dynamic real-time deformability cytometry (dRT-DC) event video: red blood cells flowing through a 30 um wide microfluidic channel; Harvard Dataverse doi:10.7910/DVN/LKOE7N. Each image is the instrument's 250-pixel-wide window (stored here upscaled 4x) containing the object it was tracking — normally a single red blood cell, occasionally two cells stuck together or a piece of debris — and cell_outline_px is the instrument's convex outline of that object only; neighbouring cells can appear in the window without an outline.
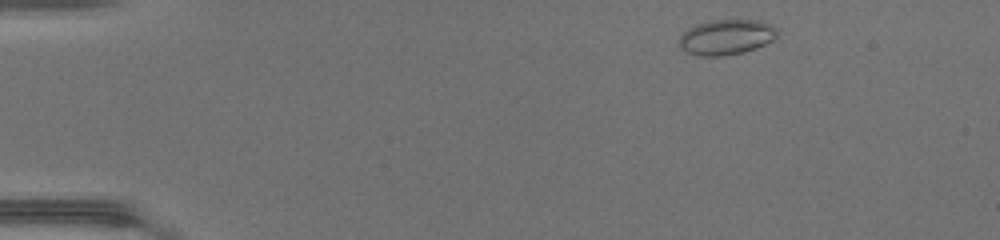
{"species": "common noctule bat (a hibernating species)", "species_latin": "Nyctalus noctula", "temperature_condition": "warm", "stored_images_in_passage": 43, "camera_frame_rate_fps": 3000, "um_per_image_px": 0.085, "animal": {"sex": "female", "body_mass_g": 17.0, "forearm_length_mm": 48.0}, "frame": {"image": 1, "passage_image": 2, "time_ms": 0.333, "image_size_px": [1000, 240], "cell_outline_px": [[776, 36], [772, 40], [756, 48], [740, 52], [720, 56], [700, 56], [688, 52], [680, 48], [680, 36], [688, 28], [696, 24], [712, 20], [752, 20], [768, 24], [776, 32]], "centroid_in_image_um": [61.67, 3.16], "position_along_channel_um": 23.3, "area_um2": 19.59}}
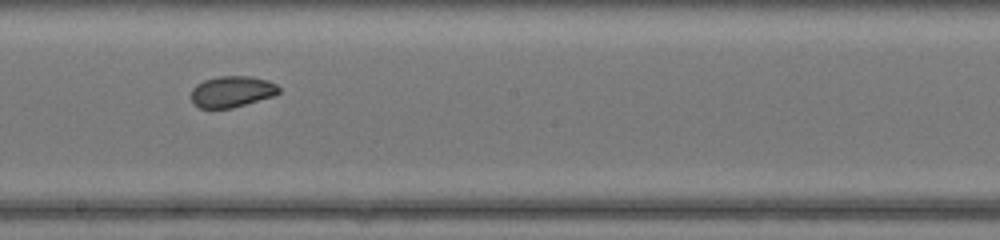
{"frame": {"image": 2, "passage_image": 23, "time_ms": 7.333, "image_size_px": [1000, 240], "cell_outline_px": [[280, 92], [276, 96], [232, 108], [200, 108], [192, 100], [192, 88], [196, 84], [204, 80], [220, 76], [252, 76], [268, 80], [276, 84], [280, 88]], "centroid_in_image_um": [19.76, 7.78], "position_along_channel_um": 228.4, "area_um2": 16.07}}
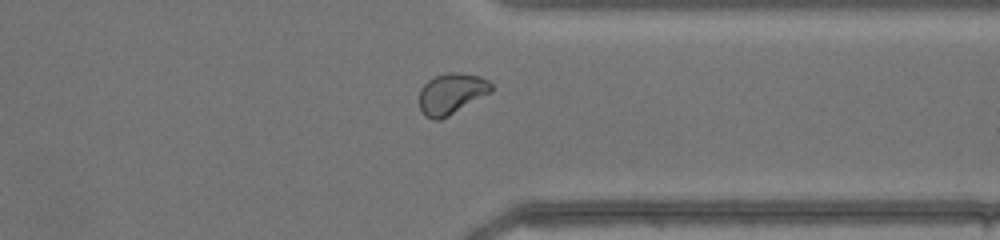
{"frame": {"image": 3, "passage_image": 33, "time_ms": 10.667, "image_size_px": [1000, 240], "cell_outline_px": [[492, 92], [448, 116], [440, 120], [432, 120], [420, 108], [420, 88], [428, 80], [436, 76], [448, 72], [452, 72], [480, 76], [488, 80], [492, 84]], "centroid_in_image_um": [38.39, 7.95], "position_along_channel_um": 373.0, "area_um2": 16.99}, "authors_computed_cell_mechanics": {"area_um2": 17.051, "velocity_mm_per_s": 4.3711, "shape_relaxation_time_tau1_ms": 7.2798, "shape_relaxation_time_tau2_ms": 0.8193, "deformation_change_tau1": 0.1447, "deformation_change_tau2": 0.0463}}